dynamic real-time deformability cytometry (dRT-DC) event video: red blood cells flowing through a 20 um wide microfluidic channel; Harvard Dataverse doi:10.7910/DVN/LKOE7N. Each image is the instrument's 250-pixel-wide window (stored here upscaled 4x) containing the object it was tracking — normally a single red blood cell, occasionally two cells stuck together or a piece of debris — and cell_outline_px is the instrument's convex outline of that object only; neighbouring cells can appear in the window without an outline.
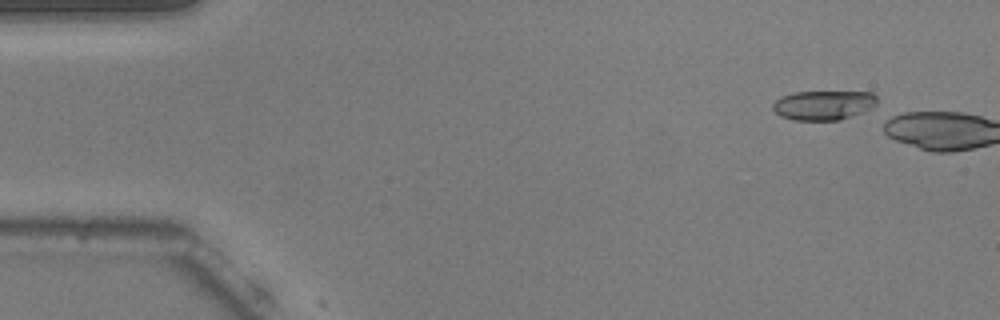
{"species": "common noctule bat (a hibernating species)", "species_latin": "Nyctalus noctula", "temperature_condition": "warm", "stored_images_in_passage": 2, "camera_frame_rate_fps": 3000, "um_per_image_px": 0.085, "animal": {"sex": "male", "body_mass_g": 20.5, "forearm_length_mm": 52.5}, "frame": {"image": 1, "passage_image": 1, "time_ms": 0.0, "image_size_px": [1000, 320], "cell_outline_px": [[876, 112], [840, 120], [796, 120], [780, 116], [772, 108], [772, 104], [780, 96], [796, 92], [872, 92], [876, 96]], "centroid_in_image_um": [70.12, 8.96], "position_along_channel_um": 14.9, "area_um2": 18.55}}